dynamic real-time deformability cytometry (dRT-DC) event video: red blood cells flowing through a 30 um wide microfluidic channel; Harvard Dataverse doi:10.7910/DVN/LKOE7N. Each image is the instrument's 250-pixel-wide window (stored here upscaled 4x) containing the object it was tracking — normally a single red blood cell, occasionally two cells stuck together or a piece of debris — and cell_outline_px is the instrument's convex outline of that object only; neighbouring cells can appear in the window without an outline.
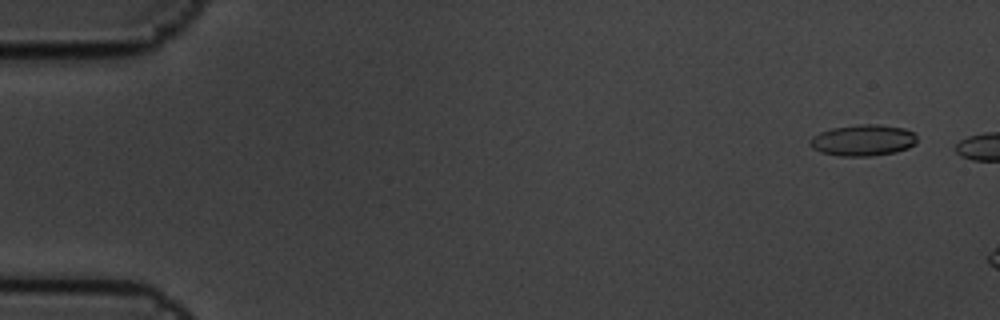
{"species": "common noctule bat (a hibernating species)", "species_latin": "Nyctalus noctula", "temperature_condition": "cold", "stored_images_in_passage": 3, "camera_frame_rate_fps": 3000, "um_per_image_px": 0.085, "animal": {"sex": "male", "body_mass_g": 19.5, "forearm_length_mm": 54.6}, "frame": {"image": 1, "passage_image": 1, "time_ms": 0.0, "image_size_px": [1000, 320], "cell_outline_px": [[916, 144], [908, 148], [896, 152], [868, 156], [836, 156], [820, 152], [812, 148], [808, 144], [808, 140], [812, 136], [820, 132], [832, 128], [860, 124], [876, 124], [904, 128], [916, 132]], "centroid_in_image_um": [73.34, 11.92], "position_along_channel_um": 11.7, "area_um2": 19.77}}